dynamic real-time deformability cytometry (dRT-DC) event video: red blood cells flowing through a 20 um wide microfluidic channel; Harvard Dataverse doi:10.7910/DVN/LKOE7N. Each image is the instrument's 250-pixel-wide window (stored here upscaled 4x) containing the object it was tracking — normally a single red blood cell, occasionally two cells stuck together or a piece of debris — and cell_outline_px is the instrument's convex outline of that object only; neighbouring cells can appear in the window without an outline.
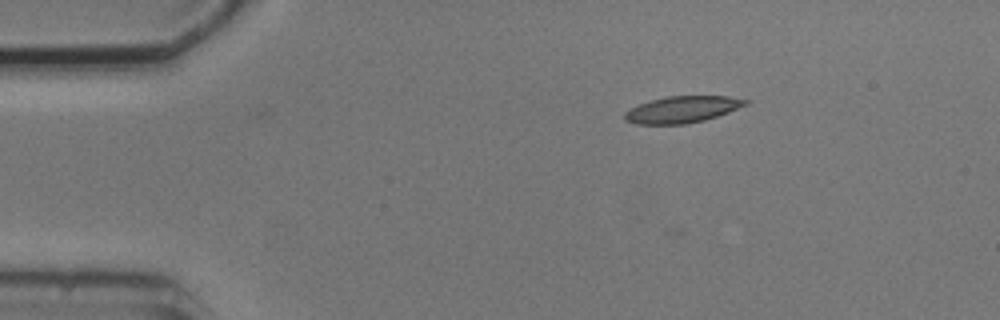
{"species": "common noctule bat (a hibernating species)", "species_latin": "Nyctalus noctula", "temperature_condition": "cold", "stored_images_in_passage": 5, "camera_frame_rate_fps": 3000, "um_per_image_px": 0.085, "animal": {"sex": "male", "body_mass_g": 20.5, "forearm_length_mm": 52.5}, "frame": {"image": 1, "passage_image": 3, "time_ms": 3.333, "image_size_px": [1000, 320], "cell_outline_px": [[748, 104], [728, 112], [704, 120], [688, 124], [636, 124], [624, 120], [624, 112], [640, 104], [652, 100], [668, 96], [728, 96], [748, 100]], "centroid_in_image_um": [57.98, 9.31], "position_along_channel_um": 27.0, "area_um2": 18.55}}